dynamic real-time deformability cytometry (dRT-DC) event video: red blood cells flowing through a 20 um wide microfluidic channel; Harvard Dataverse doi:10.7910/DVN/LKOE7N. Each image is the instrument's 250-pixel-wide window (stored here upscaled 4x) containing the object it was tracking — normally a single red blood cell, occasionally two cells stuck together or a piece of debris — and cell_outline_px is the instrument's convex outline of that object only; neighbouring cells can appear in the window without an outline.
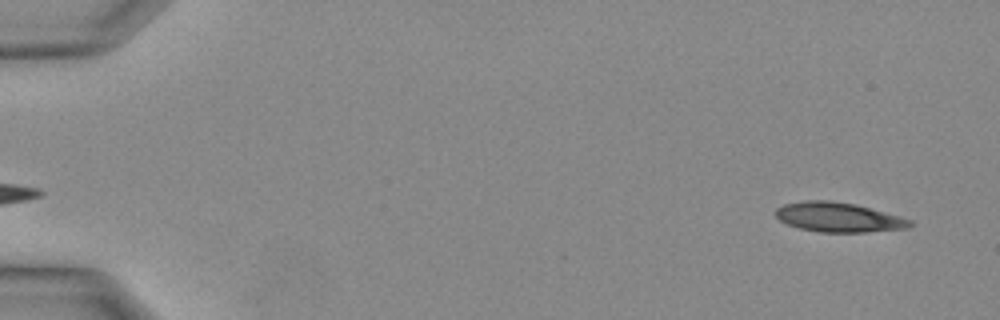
{"species": "Egyptian fruit bat (a non-hibernating species)", "species_latin": "Rousettus aegyptiacus", "temperature_condition": "warm", "stored_images_in_passage": 32, "camera_frame_rate_fps": 3000, "um_per_image_px": 0.085, "animal": {"sex": "female"}, "frame": {"image": 1, "passage_image": 1, "time_ms": 0.0, "image_size_px": [1000, 320], "cell_outline_px": [[916, 224], [908, 228], [864, 232], [820, 232], [800, 228], [788, 224], [780, 220], [776, 216], [776, 208], [784, 204], [804, 200], [832, 200], [856, 204], [900, 216], [912, 220]], "centroid_in_image_um": [71.3, 18.46], "position_along_channel_um": 13.7, "area_um2": 23.24}}
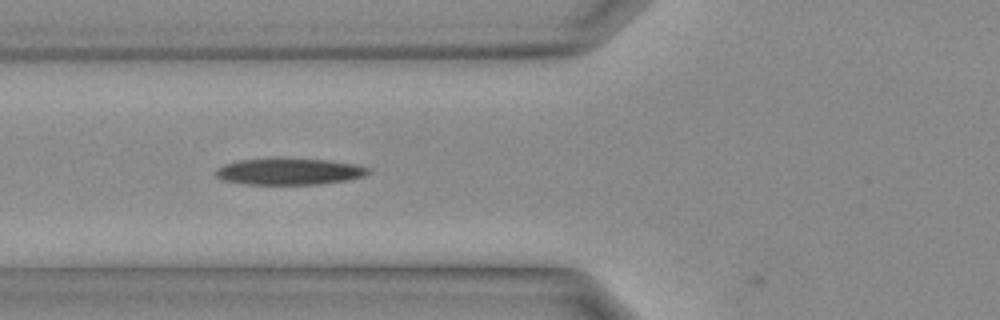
{"frame": {"image": 2, "passage_image": 12, "time_ms": 3.667, "image_size_px": [1000, 320], "cell_outline_px": [[372, 172], [364, 176], [348, 180], [320, 184], [248, 184], [224, 180], [216, 176], [216, 168], [224, 164], [236, 160], [276, 156], [280, 156], [328, 160], [356, 164], [372, 168]], "centroid_in_image_um": [24.61, 14.54], "position_along_channel_um": 101.2, "area_um2": 24.45}}
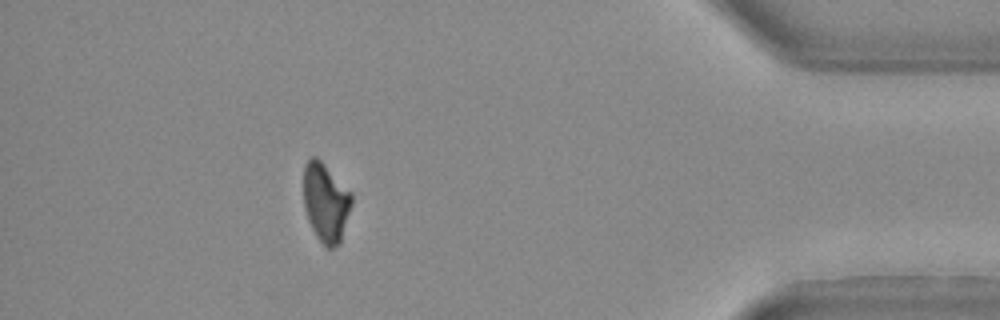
{"frame": {"image": 3, "passage_image": 29, "time_ms": 9.333, "image_size_px": [1000, 320], "cell_outline_px": [[352, 204], [340, 244], [332, 248], [328, 248], [316, 236], [308, 220], [304, 208], [304, 164], [312, 156], [316, 156], [352, 192]], "centroid_in_image_um": [27.69, 17.2], "position_along_channel_um": 407.5, "area_um2": 22.14}}